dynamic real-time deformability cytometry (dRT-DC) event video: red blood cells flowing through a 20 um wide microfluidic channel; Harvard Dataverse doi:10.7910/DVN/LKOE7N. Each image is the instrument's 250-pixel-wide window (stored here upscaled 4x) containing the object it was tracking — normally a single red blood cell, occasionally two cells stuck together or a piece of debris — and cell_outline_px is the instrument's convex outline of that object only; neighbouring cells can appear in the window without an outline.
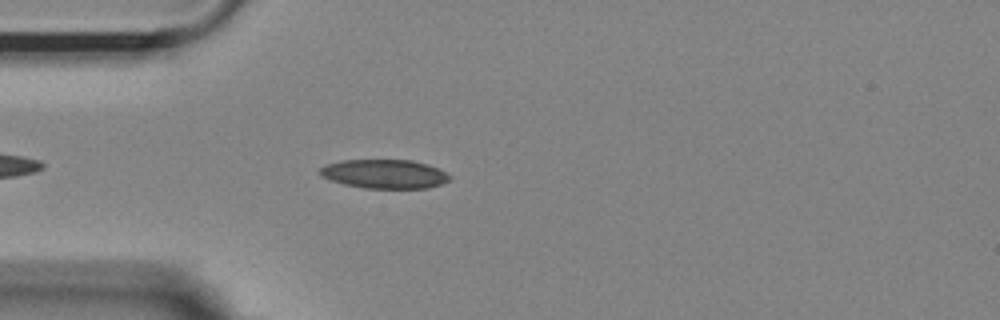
{"species": "Egyptian fruit bat (a non-hibernating species)", "species_latin": "Rousettus aegyptiacus", "temperature_condition": "room temperature", "stored_images_in_passage": 30, "camera_frame_rate_fps": 3000, "um_per_image_px": 0.085, "animal": {"sex": "female"}, "frame": {"image": 1, "passage_image": 6, "time_ms": 1.667, "image_size_px": [1000, 320], "cell_outline_px": [[452, 176], [448, 180], [440, 184], [428, 188], [364, 188], [344, 184], [320, 176], [320, 168], [324, 164], [344, 160], [412, 160], [428, 164], [440, 168]], "centroid_in_image_um": [32.7, 14.78], "position_along_channel_um": 52.3, "area_um2": 21.96}}
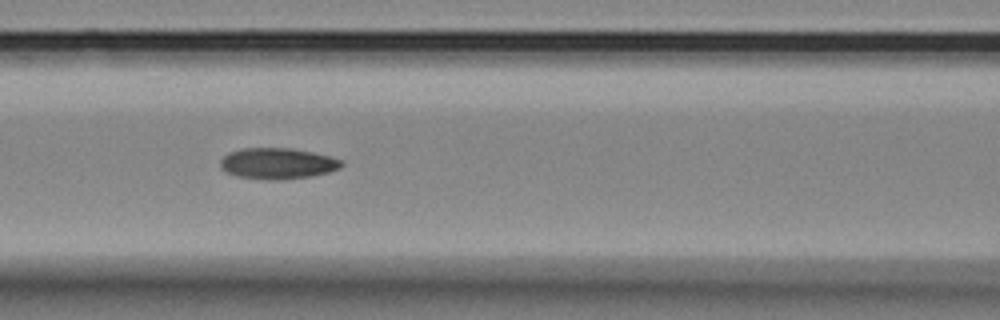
{"frame": {"image": 2, "passage_image": 14, "time_ms": 4.333, "image_size_px": [1000, 320], "cell_outline_px": [[344, 164], [340, 168], [328, 172], [312, 176], [280, 180], [268, 180], [236, 176], [220, 168], [220, 160], [228, 152], [240, 148], [292, 148], [332, 156], [340, 160]], "centroid_in_image_um": [23.58, 13.89], "position_along_channel_um": 143.0, "area_um2": 22.08}}
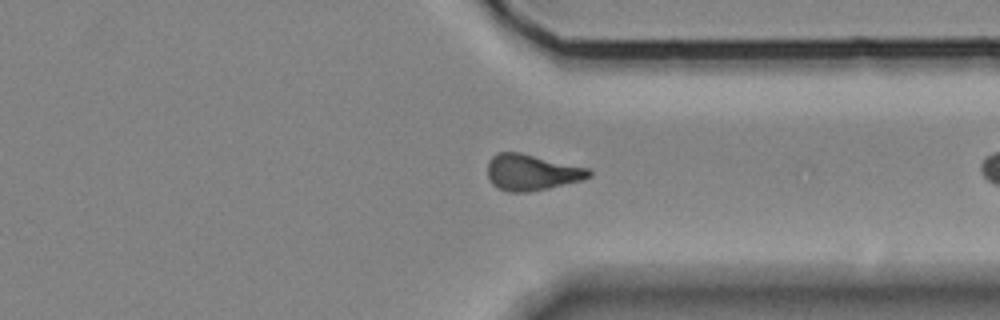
{"frame": {"image": 3, "passage_image": 29, "time_ms": 9.333, "image_size_px": [1000, 320], "cell_outline_px": [[592, 176], [584, 180], [548, 188], [528, 192], [508, 192], [496, 188], [492, 184], [488, 176], [488, 160], [496, 152], [520, 152], [588, 168], [592, 172]], "centroid_in_image_um": [45.18, 14.65], "position_along_channel_um": 366.2, "area_um2": 21.5}}